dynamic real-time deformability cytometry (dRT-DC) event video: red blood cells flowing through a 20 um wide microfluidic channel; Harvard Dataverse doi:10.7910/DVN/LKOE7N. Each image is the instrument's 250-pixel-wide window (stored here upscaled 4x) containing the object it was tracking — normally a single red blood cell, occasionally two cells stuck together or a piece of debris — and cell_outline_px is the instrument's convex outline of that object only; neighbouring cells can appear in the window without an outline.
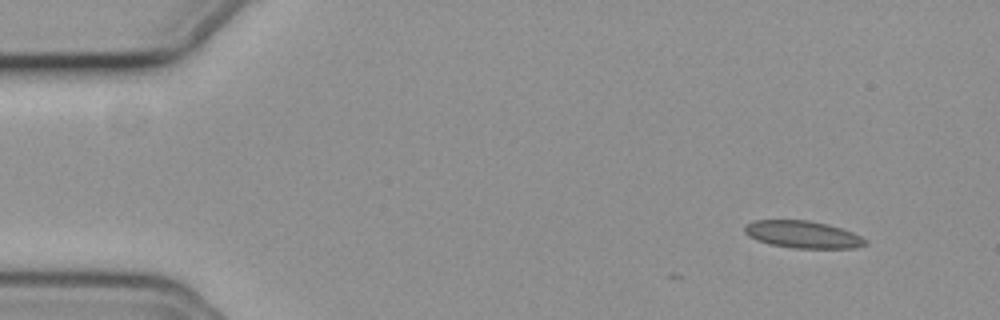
{"species": "common noctule bat (a hibernating species)", "species_latin": "Nyctalus noctula", "temperature_condition": "cold", "stored_images_in_passage": 3, "camera_frame_rate_fps": 3000, "um_per_image_px": 0.085, "animal": {"sex": "female", "body_mass_g": 19.3, "forearm_length_mm": 54.1}, "frame": {"image": 1, "passage_image": 1, "time_ms": 0.0, "image_size_px": [1000, 320], "cell_outline_px": [[868, 244], [856, 248], [792, 248], [768, 244], [756, 240], [748, 236], [744, 232], [744, 228], [748, 224], [756, 220], [808, 220], [840, 228], [852, 232], [868, 240]], "centroid_in_image_um": [68.24, 19.94], "position_along_channel_um": 16.8, "area_um2": 19.13}}